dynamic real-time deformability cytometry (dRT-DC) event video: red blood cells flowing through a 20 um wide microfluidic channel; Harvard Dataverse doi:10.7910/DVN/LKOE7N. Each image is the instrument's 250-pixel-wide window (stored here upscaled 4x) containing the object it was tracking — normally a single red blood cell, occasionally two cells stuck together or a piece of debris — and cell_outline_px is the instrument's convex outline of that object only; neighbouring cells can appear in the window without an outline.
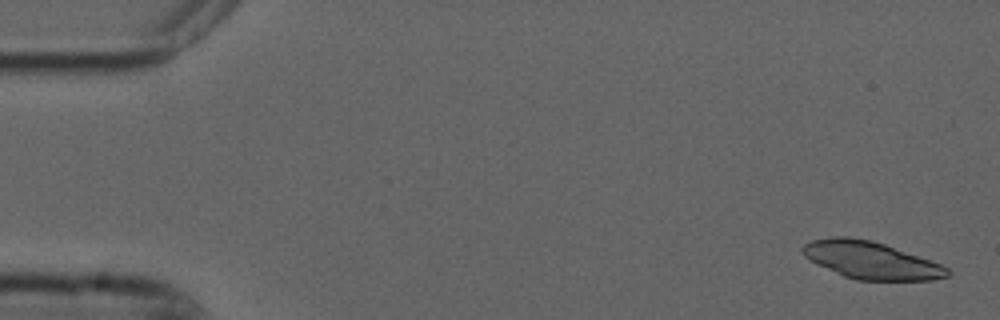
{"species": "common noctule bat (a hibernating species)", "species_latin": "Nyctalus noctula", "temperature_condition": "cold", "stored_images_in_passage": 2, "camera_frame_rate_fps": 3000, "um_per_image_px": 0.085, "animal": {"sex": "male", "forearm_length_mm": 52.5}, "frame": {"image": 1, "passage_image": 1, "time_ms": 0.0, "image_size_px": [1000, 320], "cell_outline_px": [[952, 272], [948, 276], [932, 280], [856, 280], [844, 276], [816, 264], [804, 256], [800, 248], [804, 244], [812, 240], [832, 236], [848, 236], [872, 240], [884, 244], [940, 264], [948, 268]], "centroid_in_image_um": [73.98, 22.11], "position_along_channel_um": 11.0, "area_um2": 31.39}}